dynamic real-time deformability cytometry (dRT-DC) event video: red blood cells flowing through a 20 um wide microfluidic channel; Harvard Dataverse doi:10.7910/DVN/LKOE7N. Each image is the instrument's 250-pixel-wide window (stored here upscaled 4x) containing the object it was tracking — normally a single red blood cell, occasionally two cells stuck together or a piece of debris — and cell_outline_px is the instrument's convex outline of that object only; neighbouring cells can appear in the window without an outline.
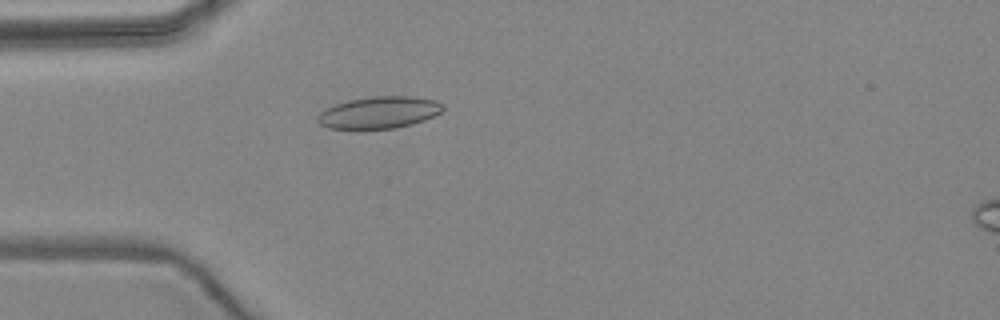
{"species": "common noctule bat (a hibernating species)", "species_latin": "Nyctalus noctula", "temperature_condition": "warm", "stored_images_in_passage": 3, "camera_frame_rate_fps": 3000, "um_per_image_px": 0.085, "animal": {"sex": "female", "body_mass_g": 24.6, "forearm_length_mm": 56.2}, "frame": {"image": 1, "passage_image": 3, "time_ms": 3.333, "image_size_px": [1000, 320], "cell_outline_px": [[444, 108], [440, 112], [424, 120], [412, 124], [396, 128], [328, 128], [320, 124], [316, 120], [316, 116], [320, 112], [336, 104], [348, 100], [372, 96], [412, 96], [436, 100], [444, 104]], "centroid_in_image_um": [32.23, 9.55], "position_along_channel_um": 52.8, "area_um2": 23.18}}